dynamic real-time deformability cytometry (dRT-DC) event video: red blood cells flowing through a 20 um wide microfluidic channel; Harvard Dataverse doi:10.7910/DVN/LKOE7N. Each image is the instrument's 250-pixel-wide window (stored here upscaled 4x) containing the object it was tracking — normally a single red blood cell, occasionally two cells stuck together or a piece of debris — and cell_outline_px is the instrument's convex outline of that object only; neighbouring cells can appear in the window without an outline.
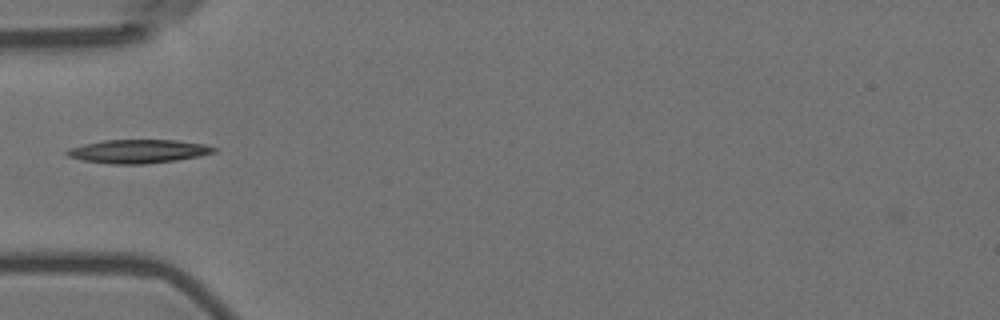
{"species": "Egyptian fruit bat (a non-hibernating species)", "species_latin": "Rousettus aegyptiacus", "temperature_condition": "room temperature", "stored_images_in_passage": 2, "camera_frame_rate_fps": 3000, "um_per_image_px": 0.085, "animal": {"sex": "female"}, "frame": {"image": 1, "passage_image": 2, "time_ms": 0.333, "image_size_px": [1000, 320], "cell_outline_px": [[216, 152], [200, 156], [176, 160], [144, 164], [112, 164], [84, 160], [68, 156], [64, 152], [68, 148], [84, 144], [104, 140], [176, 140], [204, 144], [216, 148]], "centroid_in_image_um": [11.75, 12.86], "position_along_channel_um": 73.2, "area_um2": 20.11}}